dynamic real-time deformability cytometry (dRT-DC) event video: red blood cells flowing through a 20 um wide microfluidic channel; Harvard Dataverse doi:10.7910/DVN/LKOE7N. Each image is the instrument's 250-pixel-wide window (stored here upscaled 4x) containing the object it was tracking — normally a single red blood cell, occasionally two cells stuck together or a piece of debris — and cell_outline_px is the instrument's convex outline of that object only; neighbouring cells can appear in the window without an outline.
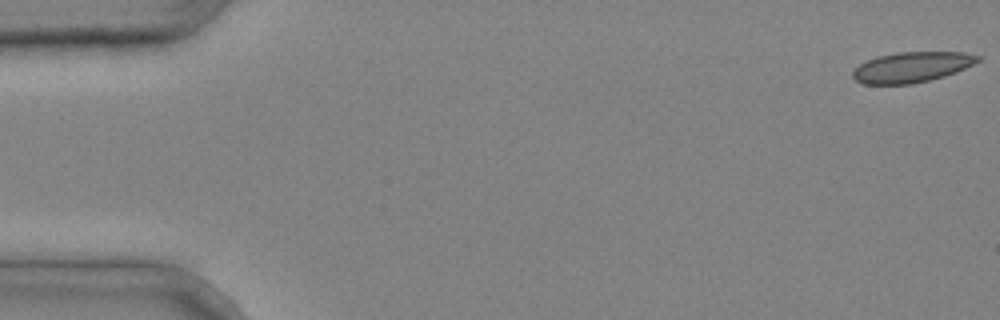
{"species": "common noctule bat (a hibernating species)", "species_latin": "Nyctalus noctula", "temperature_condition": "cold", "stored_images_in_passage": 7, "camera_frame_rate_fps": 3000, "um_per_image_px": 0.085, "animal": {"sex": "male", "body_mass_g": 20.4}, "frame": {"image": 1, "passage_image": 1, "time_ms": 0.0, "image_size_px": [1000, 320], "cell_outline_px": [[980, 60], [956, 72], [944, 76], [912, 84], [864, 84], [856, 80], [852, 76], [852, 72], [860, 64], [876, 56], [896, 52], [964, 52], [980, 56]], "centroid_in_image_um": [77.48, 5.7], "position_along_channel_um": 7.5, "area_um2": 22.02}}